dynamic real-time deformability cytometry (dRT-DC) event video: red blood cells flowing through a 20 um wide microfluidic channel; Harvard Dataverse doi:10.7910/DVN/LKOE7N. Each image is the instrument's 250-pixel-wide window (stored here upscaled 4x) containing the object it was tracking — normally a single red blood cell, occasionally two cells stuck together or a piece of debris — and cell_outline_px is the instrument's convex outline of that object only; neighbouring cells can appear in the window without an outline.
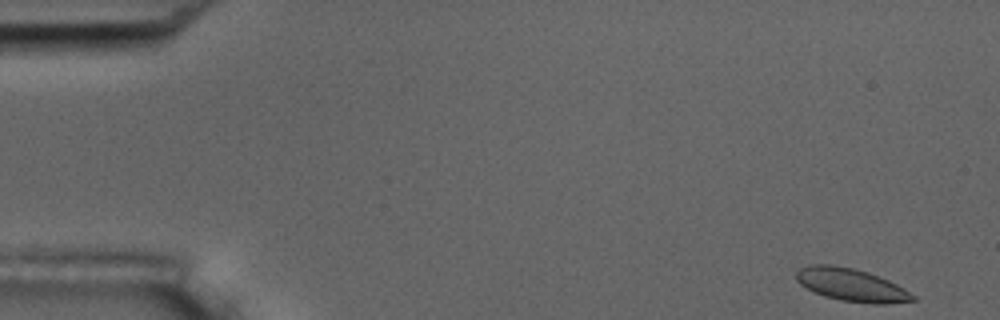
{"species": "common noctule bat (a hibernating species)", "species_latin": "Nyctalus noctula", "temperature_condition": "room temperature", "stored_images_in_passage": 5, "camera_frame_rate_fps": 3000, "um_per_image_px": 0.085, "animal": {"sex": "male", "body_mass_g": 17.5, "forearm_length_mm": 52.3}, "frame": {"image": 1, "passage_image": 1, "time_ms": 0.0, "image_size_px": [1000, 320], "cell_outline_px": [[916, 300], [888, 304], [872, 304], [840, 300], [824, 296], [800, 284], [796, 280], [796, 268], [808, 264], [832, 264], [852, 268], [868, 272], [888, 280], [896, 284], [916, 296]], "centroid_in_image_um": [72.33, 24.2], "position_along_channel_um": 12.7, "area_um2": 22.37}}
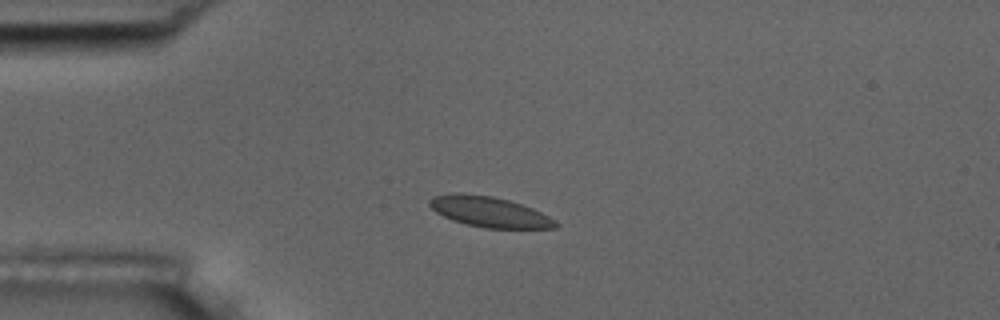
{"frame": {"image": 2, "passage_image": 4, "time_ms": 3.667, "image_size_px": [1000, 320], "cell_outline_px": [[560, 224], [556, 228], [484, 228], [452, 220], [436, 212], [428, 204], [428, 200], [432, 196], [452, 192], [460, 192], [492, 196], [508, 200], [532, 208], [556, 220]], "centroid_in_image_um": [41.57, 17.99], "position_along_channel_um": 43.4, "area_um2": 22.43}}